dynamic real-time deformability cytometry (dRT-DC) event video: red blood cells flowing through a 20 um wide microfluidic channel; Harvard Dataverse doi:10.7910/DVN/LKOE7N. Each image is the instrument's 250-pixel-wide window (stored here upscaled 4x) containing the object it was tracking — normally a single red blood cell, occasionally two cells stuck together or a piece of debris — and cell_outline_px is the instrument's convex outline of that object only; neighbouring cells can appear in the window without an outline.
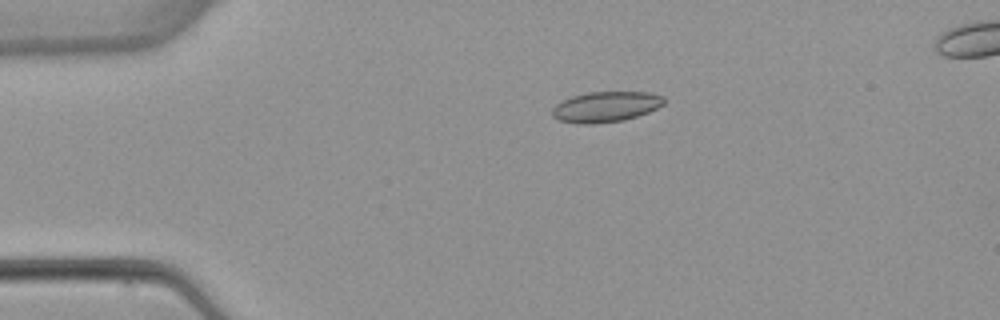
{"species": "common noctule bat (a hibernating species)", "species_latin": "Nyctalus noctula", "temperature_condition": "warm", "stored_images_in_passage": 5, "camera_frame_rate_fps": 3000, "um_per_image_px": 0.085, "animal": {"sex": "female", "body_mass_g": 22.7, "forearm_length_mm": 54.2}, "frame": {"image": 1, "passage_image": 3, "time_ms": 3.333, "image_size_px": [1000, 320], "cell_outline_px": [[664, 104], [648, 112], [624, 120], [592, 124], [576, 124], [560, 120], [552, 116], [552, 108], [560, 100], [572, 96], [588, 92], [648, 92], [664, 96]], "centroid_in_image_um": [51.46, 9.07], "position_along_channel_um": 33.5, "area_um2": 19.94}}